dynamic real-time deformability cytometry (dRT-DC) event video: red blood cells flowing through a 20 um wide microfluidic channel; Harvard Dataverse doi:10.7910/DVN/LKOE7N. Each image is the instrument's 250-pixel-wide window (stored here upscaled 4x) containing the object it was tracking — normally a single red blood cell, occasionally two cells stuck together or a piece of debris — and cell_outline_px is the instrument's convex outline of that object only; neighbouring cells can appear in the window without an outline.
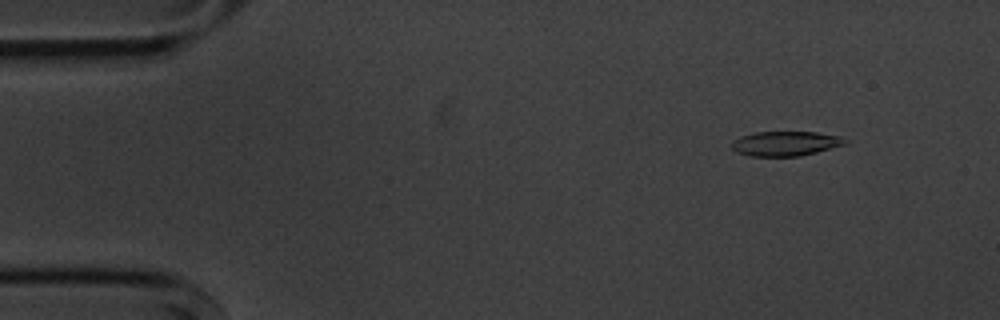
{"species": "common noctule bat (a hibernating species)", "species_latin": "Nyctalus noctula", "temperature_condition": "cold", "stored_images_in_passage": 4, "camera_frame_rate_fps": 3000, "um_per_image_px": 0.085, "animal": {"sex": "male", "body_mass_g": 20.1, "forearm_length_mm": 53.5}, "frame": {"image": 1, "passage_image": 2, "time_ms": 1.333, "image_size_px": [1000, 320], "cell_outline_px": [[852, 140], [848, 144], [800, 156], [748, 156], [736, 152], [732, 148], [732, 140], [740, 136], [756, 132], [816, 132], [840, 136]], "centroid_in_image_um": [66.81, 12.2], "position_along_channel_um": 18.2, "area_um2": 16.53}}
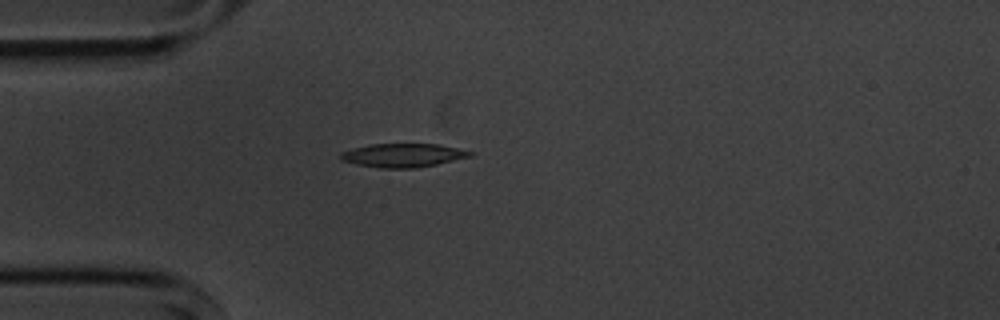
{"frame": {"image": 2, "passage_image": 4, "time_ms": 4.333, "image_size_px": [1000, 320], "cell_outline_px": [[476, 152], [472, 156], [436, 164], [416, 168], [380, 168], [356, 164], [340, 160], [340, 152], [352, 148], [372, 144], [440, 144]], "centroid_in_image_um": [34.26, 13.2], "position_along_channel_um": 50.7, "area_um2": 17.92}}